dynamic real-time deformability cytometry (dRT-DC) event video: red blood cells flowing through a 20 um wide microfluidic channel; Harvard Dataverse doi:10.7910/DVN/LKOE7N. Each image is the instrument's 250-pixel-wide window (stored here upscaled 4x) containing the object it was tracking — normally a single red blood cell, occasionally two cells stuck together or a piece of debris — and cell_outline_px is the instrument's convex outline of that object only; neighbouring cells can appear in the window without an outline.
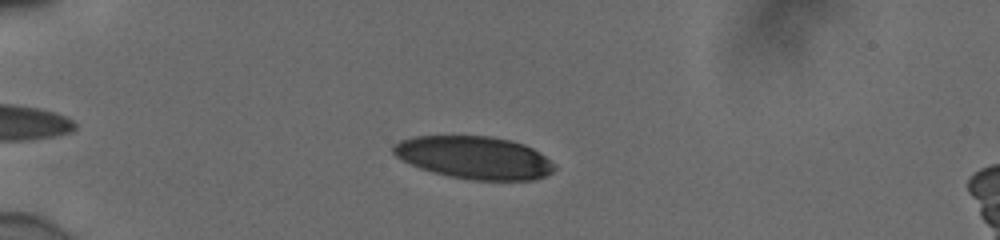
{"species": "human", "species_latin": "Homo sapiens", "temperature_condition": "cold", "stored_images_in_passage": 42, "camera_frame_rate_fps": 3000, "um_per_image_px": 0.085, "donor": {"sex": "male"}, "frame": {"image": 1, "passage_image": 9, "time_ms": 2.667, "image_size_px": [1000, 240], "cell_outline_px": [[556, 168], [552, 172], [544, 176], [532, 180], [472, 180], [448, 176], [432, 172], [420, 168], [396, 156], [392, 152], [392, 144], [400, 140], [412, 136], [488, 136], [512, 140], [524, 144], [532, 148], [544, 156]], "centroid_in_image_um": [40.28, 13.39], "position_along_channel_um": 44.7, "area_um2": 39.94}}
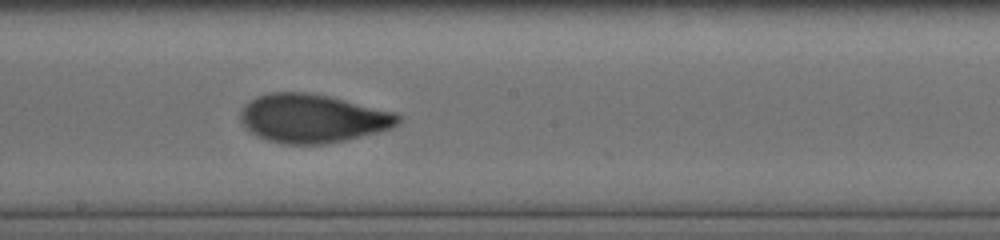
{"frame": {"image": 2, "passage_image": 26, "time_ms": 8.333, "image_size_px": [1000, 240], "cell_outline_px": [[400, 120], [396, 124], [388, 128], [376, 132], [344, 140], [324, 144], [284, 144], [268, 140], [256, 136], [240, 120], [240, 112], [244, 104], [256, 96], [272, 92], [308, 92], [328, 96], [396, 112], [400, 116]], "centroid_in_image_um": [26.53, 10.05], "position_along_channel_um": 221.7, "area_um2": 44.27}}
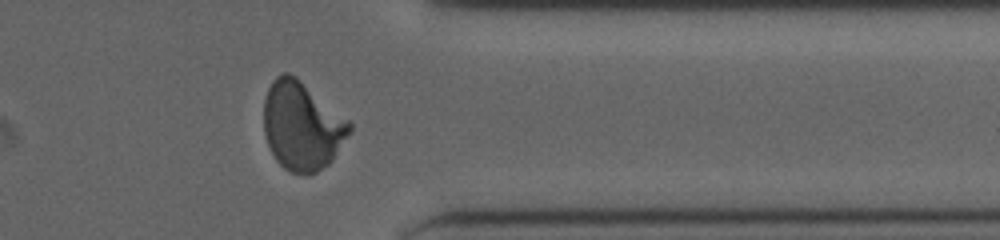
{"frame": {"image": 3, "passage_image": 39, "time_ms": 12.667, "image_size_px": [1000, 240], "cell_outline_px": [[352, 132], [332, 160], [328, 164], [316, 172], [292, 172], [284, 168], [276, 160], [268, 144], [264, 132], [264, 100], [268, 88], [272, 80], [276, 76], [284, 72], [288, 72], [296, 76], [348, 120], [352, 124]], "centroid_in_image_um": [25.67, 10.68], "position_along_channel_um": 385.7, "area_um2": 43.87}, "authors_computed_cell_mechanics": {"area_um2": 43.1766, "velocity_mm_per_s": 3.8898, "shape_relaxation_time_tau1_ms": 4.7292, "shape_relaxation_time_tau2_ms": 0.9069, "deformation_change_tau1": 0.1836, "deformation_change_tau2": 0.0594}}